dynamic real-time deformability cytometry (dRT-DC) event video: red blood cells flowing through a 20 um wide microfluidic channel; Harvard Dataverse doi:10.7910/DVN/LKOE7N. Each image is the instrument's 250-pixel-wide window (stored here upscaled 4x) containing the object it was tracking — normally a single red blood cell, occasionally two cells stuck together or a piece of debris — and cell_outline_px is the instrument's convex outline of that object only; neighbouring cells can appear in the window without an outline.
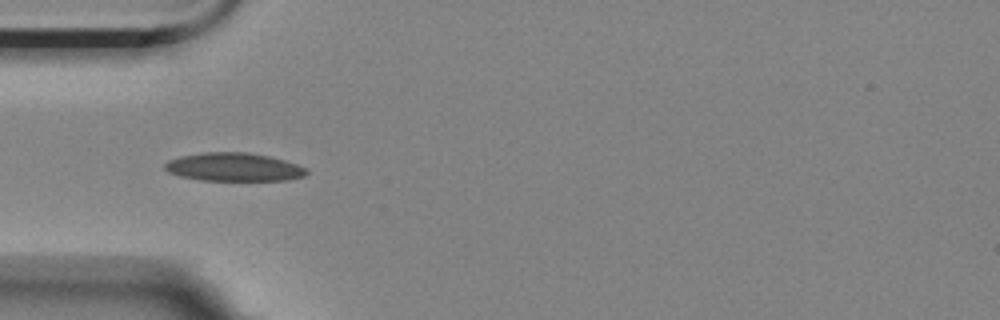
{"species": "Egyptian fruit bat (a non-hibernating species)", "species_latin": "Rousettus aegyptiacus", "temperature_condition": "room temperature", "stored_images_in_passage": 8, "camera_frame_rate_fps": 3000, "um_per_image_px": 0.085, "animal": {"sex": "female"}, "frame": {"image": 1, "passage_image": 5, "time_ms": 1.333, "image_size_px": [1000, 320], "cell_outline_px": [[308, 172], [304, 176], [284, 180], [200, 180], [180, 176], [168, 172], [164, 168], [164, 164], [168, 160], [180, 156], [204, 152], [248, 152], [268, 156], [284, 160], [308, 168]], "centroid_in_image_um": [19.85, 14.19], "position_along_channel_um": 65.1, "area_um2": 23.35}}
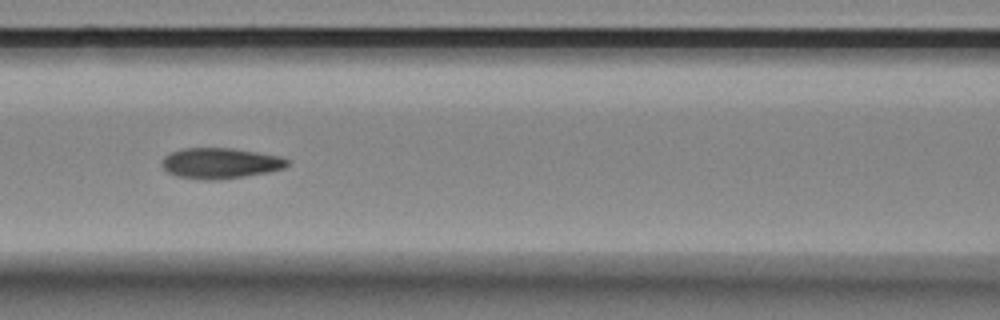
{"frame": {"image": 2, "passage_image": 7, "time_ms": 2.0, "image_size_px": [1000, 320], "cell_outline_px": [[288, 164], [284, 168], [268, 172], [244, 176], [216, 180], [204, 180], [176, 176], [168, 172], [164, 168], [164, 156], [172, 152], [184, 148], [232, 148], [280, 156], [288, 160]], "centroid_in_image_um": [18.74, 13.87], "position_along_channel_um": 147.9, "area_um2": 22.14}}
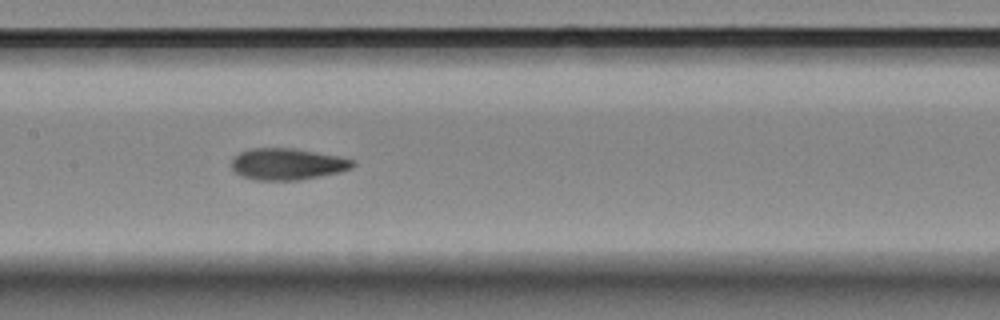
{"frame": {"image": 3, "passage_image": 8, "time_ms": 2.333, "image_size_px": [1000, 320], "cell_outline_px": [[356, 164], [352, 168], [340, 172], [300, 180], [256, 180], [244, 176], [236, 172], [232, 168], [232, 156], [240, 152], [252, 148], [292, 148], [336, 156], [356, 160]], "centroid_in_image_um": [24.43, 13.94], "position_along_channel_um": 183.0, "area_um2": 22.2}}